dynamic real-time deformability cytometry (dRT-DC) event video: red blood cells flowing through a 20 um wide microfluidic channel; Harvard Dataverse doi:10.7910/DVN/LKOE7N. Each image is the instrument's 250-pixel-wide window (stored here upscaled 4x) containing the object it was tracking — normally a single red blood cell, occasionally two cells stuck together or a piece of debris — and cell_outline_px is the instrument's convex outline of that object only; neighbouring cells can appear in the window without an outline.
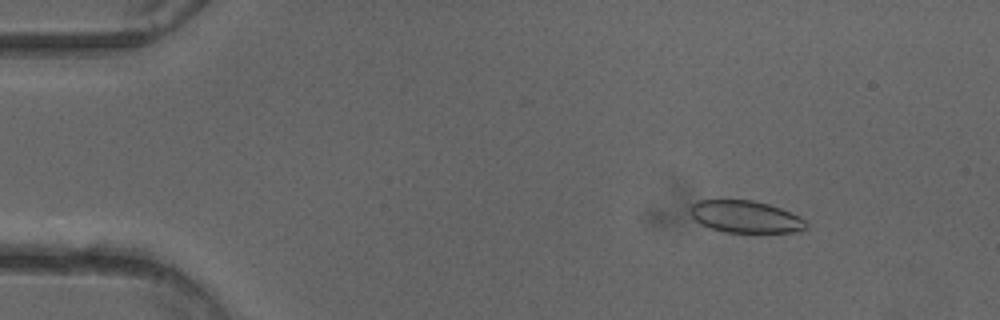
{"species": "common noctule bat (a hibernating species)", "species_latin": "Nyctalus noctula", "temperature_condition": "cold", "stored_images_in_passage": 51, "camera_frame_rate_fps": 3000, "um_per_image_px": 0.085, "animal": {"sex": "female"}, "frame": {"image": 1, "passage_image": 7, "time_ms": 2.0, "image_size_px": [1000, 320], "cell_outline_px": [[808, 228], [796, 232], [724, 232], [700, 224], [692, 216], [692, 204], [700, 200], [752, 200], [768, 204], [780, 208], [804, 220], [808, 224]], "centroid_in_image_um": [63.38, 18.43], "position_along_channel_um": 21.6, "area_um2": 21.33}}
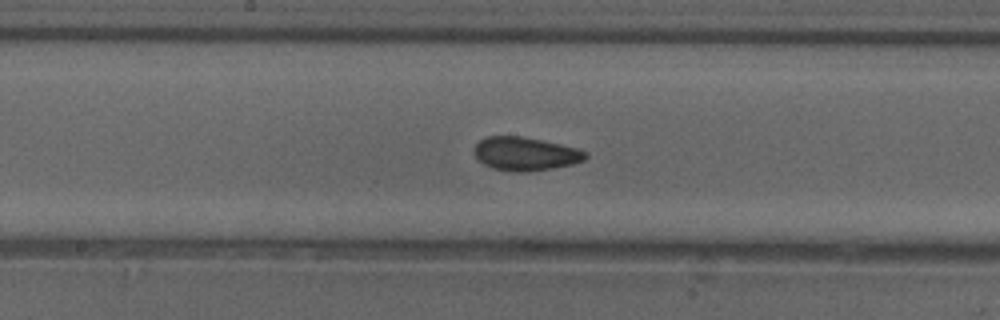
{"frame": {"image": 2, "passage_image": 27, "time_ms": 8.667, "image_size_px": [1000, 320], "cell_outline_px": [[588, 156], [584, 160], [572, 164], [524, 172], [516, 172], [492, 168], [484, 164], [476, 156], [476, 144], [484, 136], [520, 136], [560, 144], [576, 148], [588, 152]], "centroid_in_image_um": [44.66, 13.06], "position_along_channel_um": 203.5, "area_um2": 21.33}}
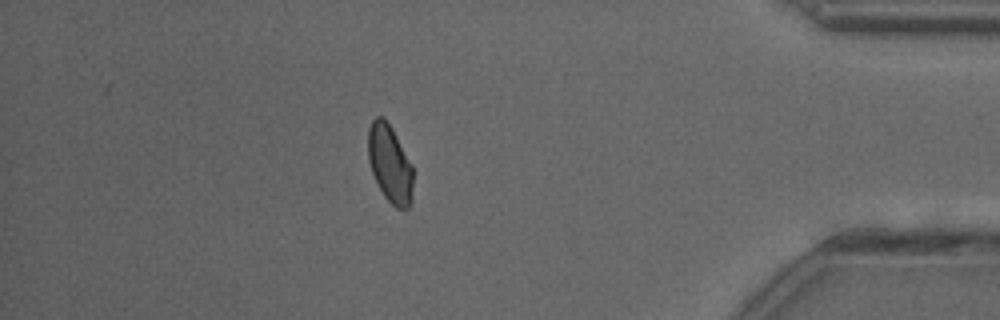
{"frame": {"image": 3, "passage_image": 45, "time_ms": 14.667, "image_size_px": [1000, 320], "cell_outline_px": [[412, 200], [408, 208], [396, 208], [384, 196], [372, 172], [368, 160], [368, 128], [372, 120], [376, 116], [384, 116], [392, 128], [412, 164]], "centroid_in_image_um": [33.13, 13.89], "position_along_channel_um": 402.1, "area_um2": 20.35}, "authors_computed_cell_mechanics": {"area_um2": 21.5016, "velocity_mm_per_s": 4.007, "shape_relaxation_time_tau1_ms": null, "shape_relaxation_time_tau2_ms": 1.4313, "deformation_change_tau1": null, "deformation_change_tau2": 0.0516}}